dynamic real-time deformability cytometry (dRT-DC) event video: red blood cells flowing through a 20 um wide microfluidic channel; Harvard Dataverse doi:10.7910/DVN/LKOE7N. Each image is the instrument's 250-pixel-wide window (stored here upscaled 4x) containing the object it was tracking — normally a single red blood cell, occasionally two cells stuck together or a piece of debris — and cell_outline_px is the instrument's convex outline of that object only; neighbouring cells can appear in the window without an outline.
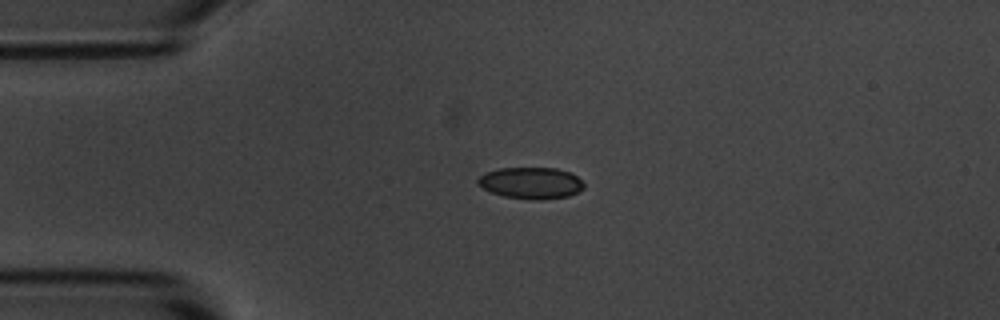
{"species": "common noctule bat (a hibernating species)", "species_latin": "Nyctalus noctula", "temperature_condition": "room temperature", "stored_images_in_passage": 43, "camera_frame_rate_fps": 3000, "um_per_image_px": 0.085, "animal": {"sex": "male", "body_mass_g": 20.1, "forearm_length_mm": 53.5}, "frame": {"image": 1, "passage_image": 1, "time_ms": 0.0, "image_size_px": [1000, 320], "cell_outline_px": [[584, 188], [568, 196], [540, 200], [536, 200], [504, 196], [492, 192], [476, 184], [476, 180], [484, 172], [500, 168], [556, 168], [572, 172], [584, 184]], "centroid_in_image_um": [45.12, 15.54], "position_along_channel_um": 39.9, "area_um2": 19.48}}
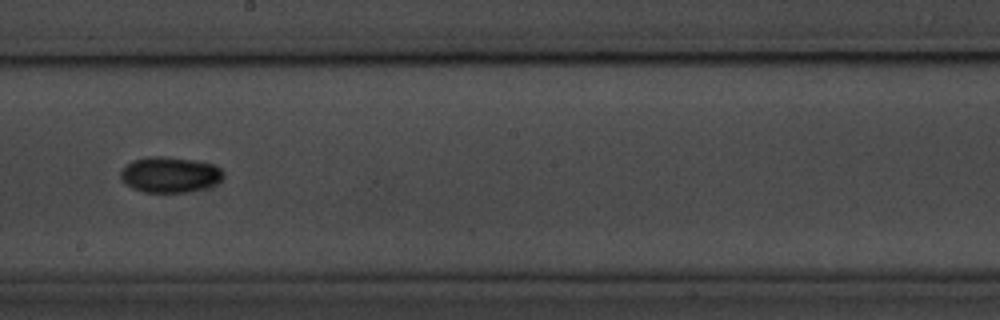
{"frame": {"image": 2, "passage_image": 19, "time_ms": 6.0, "image_size_px": [1000, 320], "cell_outline_px": [[224, 176], [216, 184], [204, 188], [188, 192], [144, 192], [132, 188], [120, 180], [120, 172], [132, 160], [148, 156], [160, 156], [196, 160], [212, 164], [220, 168], [224, 172]], "centroid_in_image_um": [14.43, 14.84], "position_along_channel_um": 233.8, "area_um2": 21.44}}
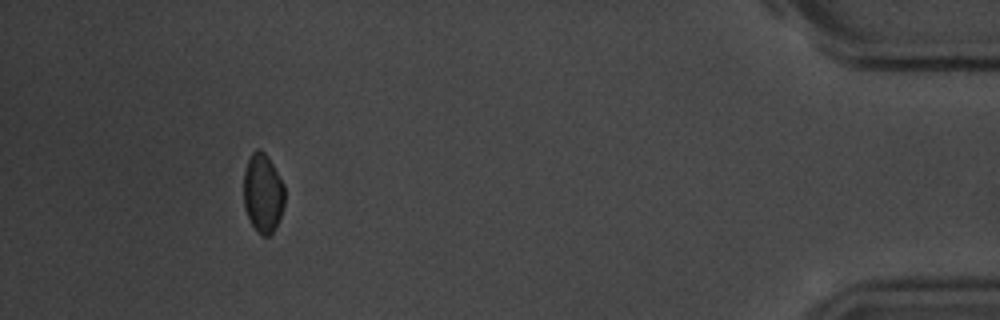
{"frame": {"image": 3, "passage_image": 39, "time_ms": 12.667, "image_size_px": [1000, 320], "cell_outline_px": [[284, 204], [280, 216], [272, 232], [268, 236], [264, 236], [256, 232], [244, 208], [244, 172], [248, 160], [252, 152], [256, 148], [260, 148], [264, 152], [272, 164], [284, 184]], "centroid_in_image_um": [22.33, 16.4], "position_along_channel_um": 412.9, "area_um2": 18.73}, "authors_computed_cell_mechanics": {"area_um2": 19.5364, "velocity_mm_per_s": 3.6335, "shape_relaxation_time_tau1_ms": 2.666, "shape_relaxation_time_tau2_ms": null, "deformation_change_tau1": 0.111, "deformation_change_tau2": null}}